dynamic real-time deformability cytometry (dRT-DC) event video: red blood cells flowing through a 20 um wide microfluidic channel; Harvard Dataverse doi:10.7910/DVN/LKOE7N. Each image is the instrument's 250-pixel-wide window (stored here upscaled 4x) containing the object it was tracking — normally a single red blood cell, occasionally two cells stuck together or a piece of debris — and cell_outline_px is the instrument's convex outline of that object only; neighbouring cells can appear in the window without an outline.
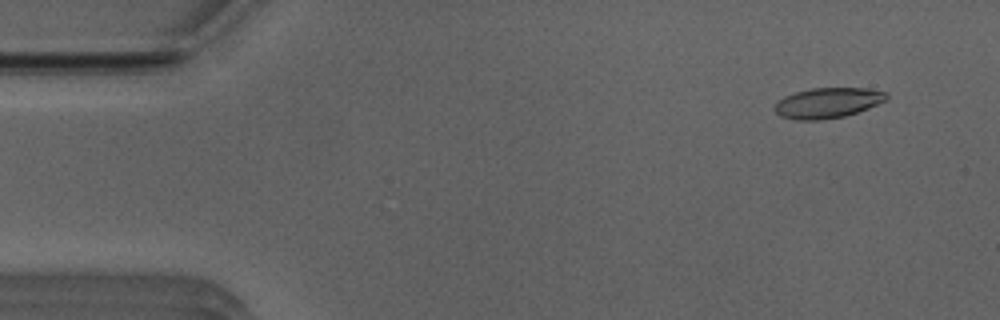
{"species": "Egyptian fruit bat (a non-hibernating species)", "species_latin": "Rousettus aegyptiacus", "temperature_condition": "room temperature", "stored_images_in_passage": 51, "camera_frame_rate_fps": 3000, "um_per_image_px": 0.085, "animal": {"sex": "male"}, "frame": {"image": 1, "passage_image": 4, "time_ms": 1.0, "image_size_px": [1000, 320], "cell_outline_px": [[888, 100], [868, 108], [844, 116], [820, 120], [796, 120], [780, 116], [776, 112], [776, 104], [784, 96], [796, 92], [812, 88], [864, 88], [884, 92], [888, 96]], "centroid_in_image_um": [70.36, 8.75], "position_along_channel_um": 14.6, "area_um2": 19.54}}
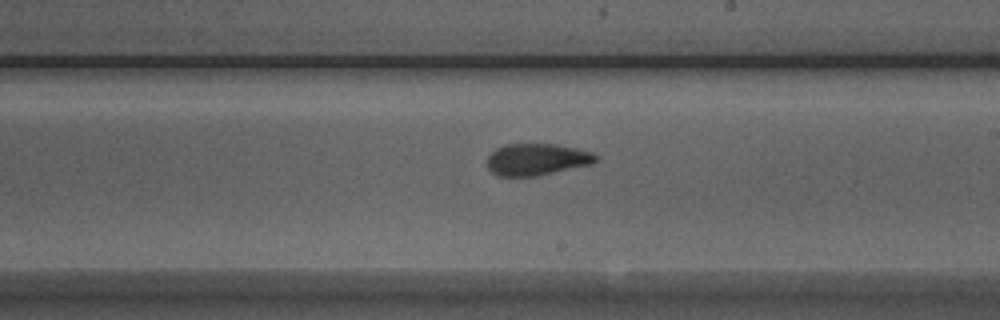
{"frame": {"image": 2, "passage_image": 29, "time_ms": 9.333, "image_size_px": [1000, 320], "cell_outline_px": [[600, 160], [592, 164], [536, 176], [496, 176], [488, 168], [488, 156], [496, 148], [504, 144], [556, 144], [576, 148], [592, 152], [600, 156]], "centroid_in_image_um": [45.66, 13.55], "position_along_channel_um": 243.3, "area_um2": 20.29}}
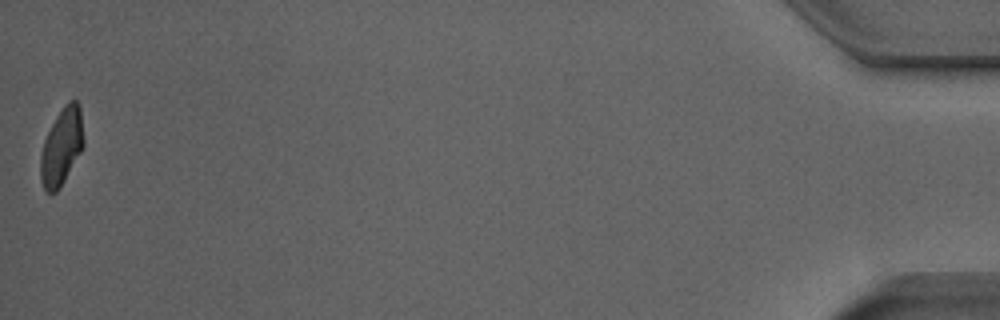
{"frame": {"image": 3, "passage_image": 51, "time_ms": 16.667, "image_size_px": [1000, 320], "cell_outline_px": [[84, 144], [80, 152], [60, 188], [56, 192], [48, 192], [44, 188], [40, 176], [40, 156], [44, 140], [56, 116], [64, 104], [68, 100], [76, 100], [80, 104], [84, 140]], "centroid_in_image_um": [5.24, 12.43], "position_along_channel_um": 430.0, "area_um2": 19.25}, "authors_computed_cell_mechanics": {"area_um2": 20.23, "velocity_mm_per_s": 3.9706, "shape_relaxation_time_tau1_ms": 4.9863, "shape_relaxation_time_tau2_ms": 1.8628, "deformation_change_tau1": 0.1409, "deformation_change_tau2": 0.0953}}